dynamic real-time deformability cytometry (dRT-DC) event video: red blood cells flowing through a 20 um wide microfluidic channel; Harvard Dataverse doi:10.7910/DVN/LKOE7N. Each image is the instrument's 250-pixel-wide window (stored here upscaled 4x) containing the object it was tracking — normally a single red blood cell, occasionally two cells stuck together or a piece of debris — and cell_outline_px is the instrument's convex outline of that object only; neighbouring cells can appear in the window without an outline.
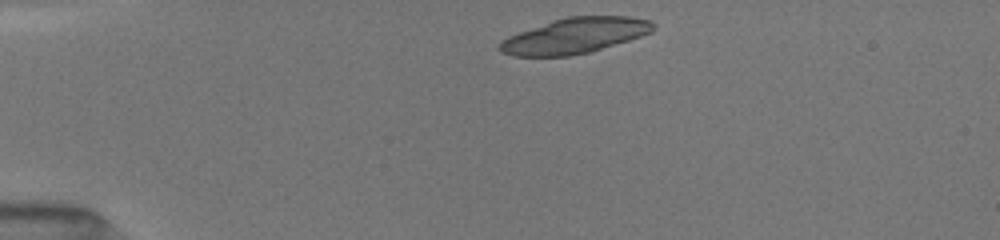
{"species": "common noctule bat (a hibernating species)", "species_latin": "Nyctalus noctula", "temperature_condition": "room temperature", "stored_images_in_passage": 3, "camera_frame_rate_fps": 3000, "um_per_image_px": 0.085, "animal": {"sex": "female", "body_mass_g": 19.5, "forearm_length_mm": 54.1}, "frame": {"image": 1, "passage_image": 1, "time_ms": 0.0, "image_size_px": [1000, 240], "cell_outline_px": [[656, 28], [652, 32], [628, 40], [588, 52], [568, 56], [512, 56], [500, 52], [496, 48], [500, 40], [508, 36], [552, 20], [568, 16], [632, 16], [652, 20], [656, 24]], "centroid_in_image_um": [48.85, 3.02], "position_along_channel_um": 36.2, "area_um2": 31.91}}